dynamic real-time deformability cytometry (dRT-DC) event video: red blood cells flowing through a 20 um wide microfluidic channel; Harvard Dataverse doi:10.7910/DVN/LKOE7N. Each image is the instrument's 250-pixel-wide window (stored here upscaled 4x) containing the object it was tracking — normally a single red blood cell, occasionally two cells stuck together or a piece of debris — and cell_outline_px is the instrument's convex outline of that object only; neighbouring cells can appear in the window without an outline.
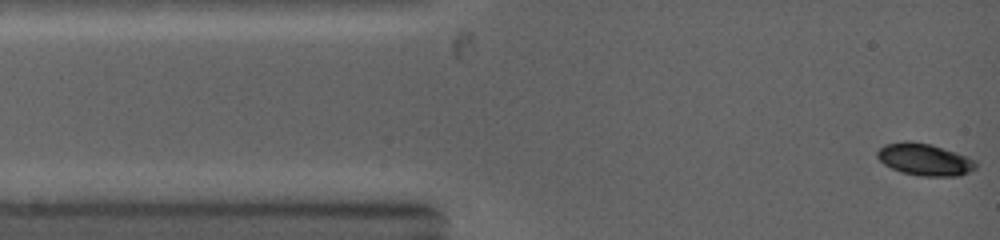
{"species": "common noctule bat (a hibernating species)", "species_latin": "Nyctalus noctula", "temperature_condition": "warm", "stored_images_in_passage": 44, "camera_frame_rate_fps": 5000, "um_per_image_px": 0.085, "animal": {"sex": "female", "body_mass_g": 19.0, "forearm_length_mm": 53.3}, "frame": {"image": 1, "passage_image": 1, "time_ms": 0.0, "image_size_px": [1000, 240], "cell_outline_px": [[976, 168], [960, 176], [920, 176], [900, 172], [884, 164], [876, 156], [876, 152], [884, 144], [904, 140], [908, 140], [932, 144], [956, 152], [976, 160]], "centroid_in_image_um": [78.58, 13.54], "position_along_channel_um": 6.4, "area_um2": 18.61}}
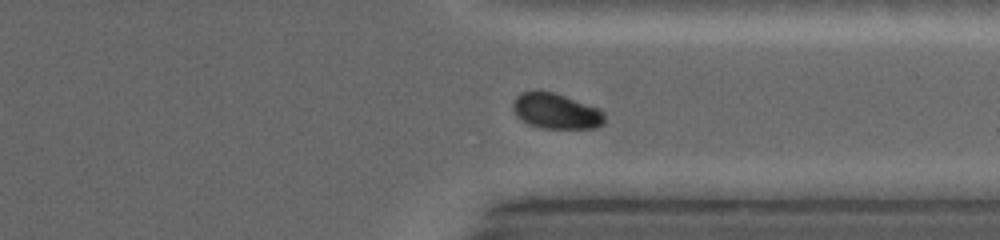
{"frame": {"image": 2, "passage_image": 35, "time_ms": 9.4, "image_size_px": [1000, 240], "cell_outline_px": [[604, 124], [596, 128], [544, 128], [528, 124], [516, 116], [512, 108], [512, 104], [516, 96], [520, 92], [536, 88], [552, 92], [600, 108], [604, 112]], "centroid_in_image_um": [47.23, 9.42], "position_along_channel_um": 364.2, "area_um2": 19.31}}
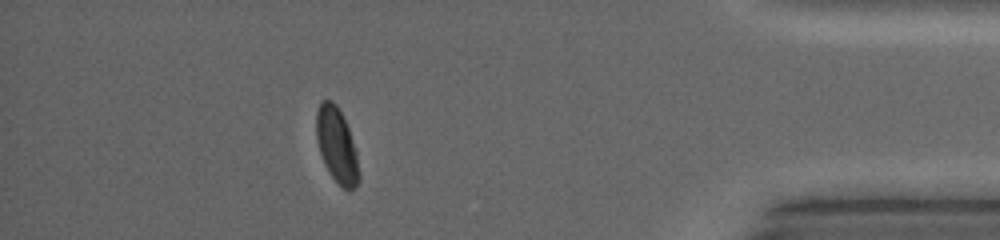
{"frame": {"image": 3, "passage_image": 41, "time_ms": 11.4, "image_size_px": [1000, 240], "cell_outline_px": [[360, 176], [356, 188], [348, 192], [328, 172], [324, 164], [316, 140], [316, 112], [320, 100], [332, 100], [336, 104], [348, 128], [356, 152], [360, 172]], "centroid_in_image_um": [28.62, 12.36], "position_along_channel_um": 406.6, "area_um2": 18.67}}